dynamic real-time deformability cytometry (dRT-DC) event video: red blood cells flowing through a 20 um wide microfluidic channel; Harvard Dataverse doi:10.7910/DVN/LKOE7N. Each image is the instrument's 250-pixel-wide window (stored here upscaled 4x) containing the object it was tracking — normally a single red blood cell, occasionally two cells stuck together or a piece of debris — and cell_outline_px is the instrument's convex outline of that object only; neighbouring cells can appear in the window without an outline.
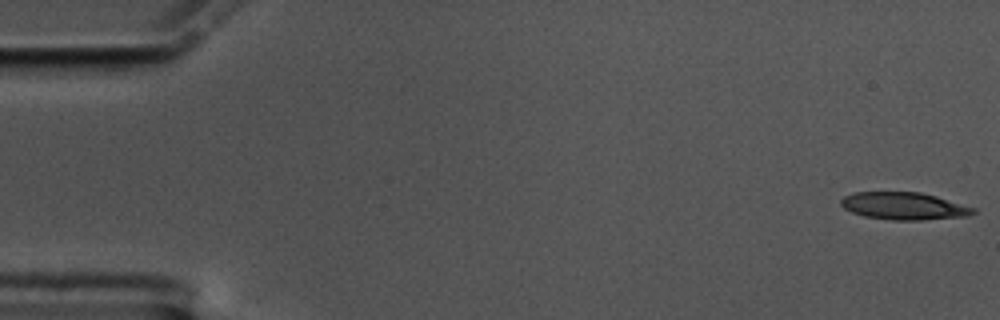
{"species": "common noctule bat (a hibernating species)", "species_latin": "Nyctalus noctula", "temperature_condition": "cold", "stored_images_in_passage": 57, "camera_frame_rate_fps": 3000, "um_per_image_px": 0.085, "animal": {"sex": "male", "body_mass_g": 17.5, "forearm_length_mm": 52.3}, "frame": {"image": 1, "passage_image": 1, "time_ms": 0.0, "image_size_px": [1000, 320], "cell_outline_px": [[976, 212], [968, 216], [924, 220], [892, 220], [864, 216], [852, 212], [844, 208], [840, 204], [840, 200], [844, 196], [852, 192], [920, 192], [936, 196], [976, 208]], "centroid_in_image_um": [76.83, 17.51], "position_along_channel_um": 8.2, "area_um2": 21.21}}
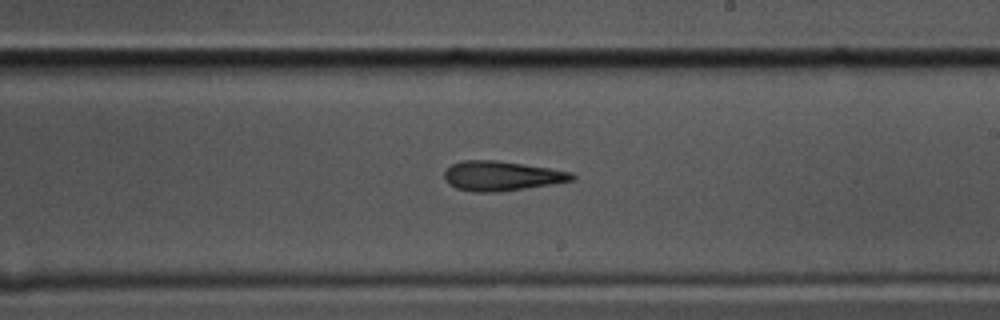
{"frame": {"image": 2, "passage_image": 33, "time_ms": 10.667, "image_size_px": [1000, 320], "cell_outline_px": [[576, 176], [572, 180], [552, 184], [496, 192], [472, 192], [456, 188], [448, 184], [444, 180], [444, 172], [452, 164], [464, 160], [496, 160], [548, 168], [572, 172]], "centroid_in_image_um": [42.59, 14.95], "position_along_channel_um": 246.4, "area_um2": 21.91}}
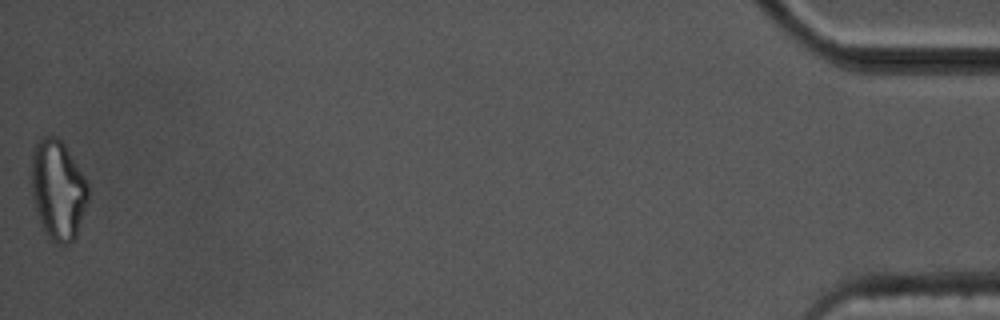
{"frame": {"image": 3, "passage_image": 57, "time_ms": 18.667, "image_size_px": [1000, 320], "cell_outline_px": [[88, 200], [76, 236], [72, 244], [56, 244], [44, 232], [36, 212], [32, 196], [32, 152], [36, 144], [44, 136], [56, 136], [64, 144], [84, 176], [88, 184]], "centroid_in_image_um": [4.93, 16.17], "position_along_channel_um": 430.3, "area_um2": 32.83}, "authors_computed_cell_mechanics": {"area_um2": 22.1374, "velocity_mm_per_s": 3.5109, "shape_relaxation_time_tau1_ms": 9.8584, "shape_relaxation_time_tau2_ms": 5.1639, "deformation_change_tau1": 0.2539, "deformation_change_tau2": 0.189}}